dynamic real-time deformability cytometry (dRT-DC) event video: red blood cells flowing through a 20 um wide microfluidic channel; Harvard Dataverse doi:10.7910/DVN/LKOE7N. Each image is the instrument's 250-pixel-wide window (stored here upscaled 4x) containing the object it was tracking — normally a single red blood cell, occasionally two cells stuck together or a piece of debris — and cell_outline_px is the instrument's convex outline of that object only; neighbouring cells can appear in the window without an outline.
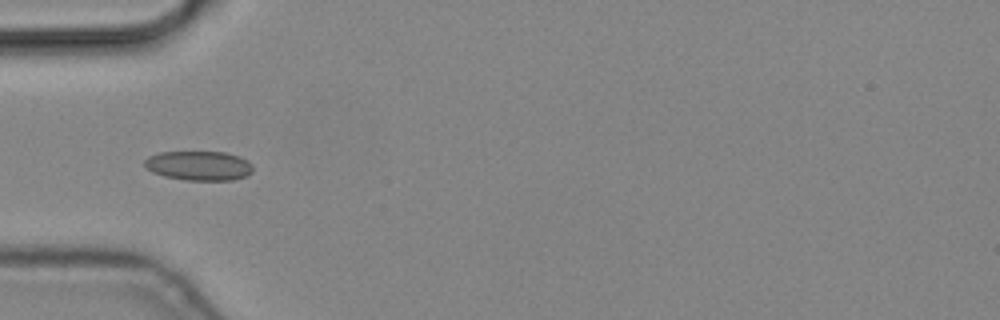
{"species": "common noctule bat (a hibernating species)", "species_latin": "Nyctalus noctula", "temperature_condition": "cold", "stored_images_in_passage": 6, "camera_frame_rate_fps": 3000, "um_per_image_px": 0.085, "animal": {"sex": "male", "body_mass_g": 19.2, "forearm_length_mm": 51.8}, "frame": {"image": 1, "passage_image": 5, "time_ms": 1.333, "image_size_px": [1000, 320], "cell_outline_px": [[252, 172], [244, 176], [232, 180], [188, 180], [164, 176], [152, 172], [144, 164], [144, 160], [148, 156], [160, 152], [224, 152], [240, 156], [252, 164]], "centroid_in_image_um": [16.9, 14.07], "position_along_channel_um": 68.1, "area_um2": 18.5}}
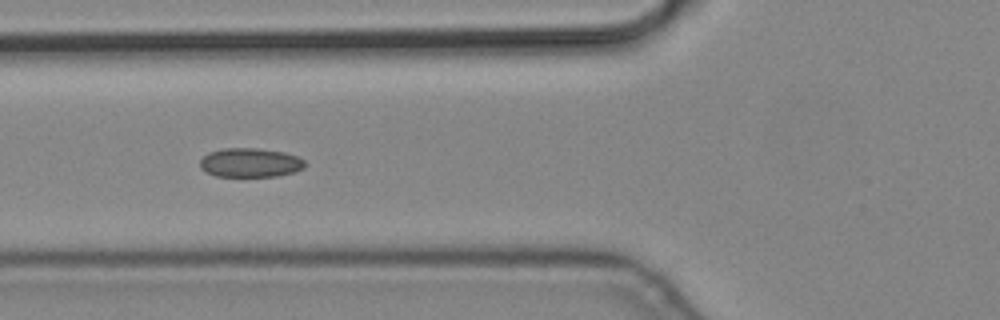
{"frame": {"image": 2, "passage_image": 6, "time_ms": 1.667, "image_size_px": [1000, 320], "cell_outline_px": [[304, 168], [292, 172], [276, 176], [216, 176], [204, 172], [200, 168], [200, 160], [208, 152], [224, 148], [256, 148], [284, 152], [296, 156], [304, 160]], "centroid_in_image_um": [21.22, 13.82], "position_along_channel_um": 104.6, "area_um2": 17.74}}